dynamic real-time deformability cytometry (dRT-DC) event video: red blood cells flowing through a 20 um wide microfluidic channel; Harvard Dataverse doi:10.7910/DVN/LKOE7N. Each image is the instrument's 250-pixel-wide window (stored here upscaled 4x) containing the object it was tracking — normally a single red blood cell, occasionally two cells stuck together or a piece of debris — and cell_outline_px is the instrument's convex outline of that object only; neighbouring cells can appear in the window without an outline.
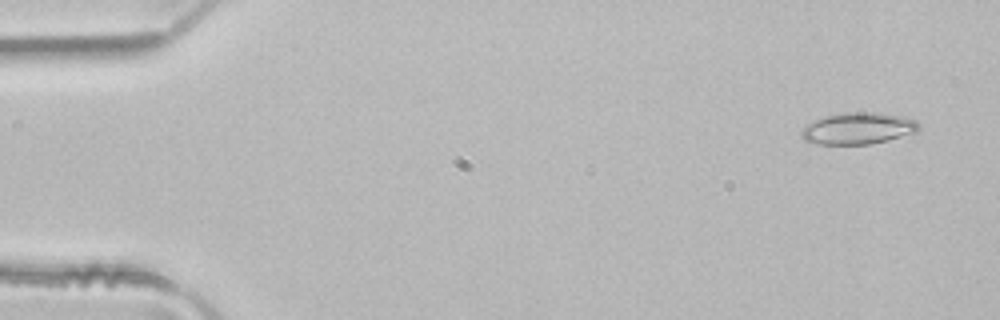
{"species": "common noctule bat (a hibernating species)", "species_latin": "Nyctalus noctula", "temperature_condition": "room temperature", "stored_images_in_passage": 4, "camera_frame_rate_fps": 3000, "um_per_image_px": 0.085, "animal": {"sex": "male", "body_mass_g": 21.5, "forearm_length_mm": 52.0}, "frame": {"image": 1, "passage_image": 1, "time_ms": 0.0, "image_size_px": [1000, 320], "cell_outline_px": [[920, 128], [916, 132], [888, 140], [868, 144], [816, 144], [804, 140], [800, 136], [800, 132], [804, 124], [824, 116], [848, 112], [872, 112], [904, 116], [916, 120], [920, 124]], "centroid_in_image_um": [72.91, 10.91], "position_along_channel_um": 12.1, "area_um2": 21.85}}